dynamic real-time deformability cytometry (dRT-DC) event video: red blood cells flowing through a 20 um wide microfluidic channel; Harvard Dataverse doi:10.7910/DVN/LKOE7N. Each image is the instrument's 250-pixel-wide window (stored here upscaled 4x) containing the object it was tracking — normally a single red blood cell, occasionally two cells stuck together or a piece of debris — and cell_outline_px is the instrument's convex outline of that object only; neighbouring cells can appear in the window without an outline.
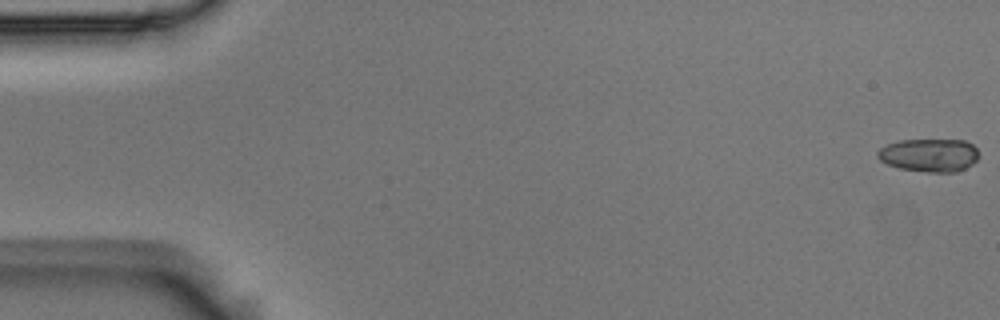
{"species": "Egyptian fruit bat (a non-hibernating species)", "species_latin": "Rousettus aegyptiacus", "temperature_condition": "room temperature", "stored_images_in_passage": 18, "camera_frame_rate_fps": 3000, "um_per_image_px": 0.085, "animal": {"sex": "male"}, "frame": {"image": 1, "passage_image": 1, "time_ms": 0.0, "image_size_px": [1000, 320], "cell_outline_px": [[976, 160], [972, 164], [956, 172], [928, 172], [900, 168], [888, 164], [880, 160], [876, 156], [876, 152], [880, 148], [888, 144], [900, 140], [964, 140], [972, 144], [976, 148]], "centroid_in_image_um": [78.96, 13.18], "position_along_channel_um": 6.0, "area_um2": 19.36}}